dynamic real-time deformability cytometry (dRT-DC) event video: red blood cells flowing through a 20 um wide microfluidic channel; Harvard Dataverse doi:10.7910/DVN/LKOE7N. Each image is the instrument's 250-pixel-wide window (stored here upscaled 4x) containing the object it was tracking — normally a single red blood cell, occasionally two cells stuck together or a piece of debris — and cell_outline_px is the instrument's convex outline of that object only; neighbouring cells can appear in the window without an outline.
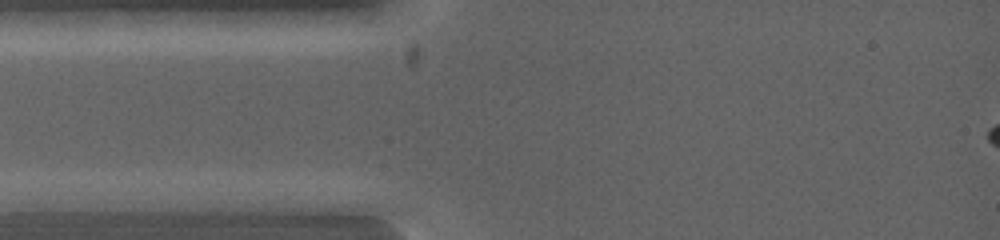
{"species": "common noctule bat (a hibernating species)", "species_latin": "Nyctalus noctula", "temperature_condition": "warm", "stored_images_in_passage": 2, "segment_of_instrument_passage": [1, 2], "camera_frame_rate_fps": 5000, "um_per_image_px": 0.085, "animal": {"sex": "female", "body_mass_g": 19.0, "forearm_length_mm": 53.3}, "frame": {"image": 1, "passage_image": 1, "time_ms": 0.0, "image_size_px": [1000, 240], "cell_outline_px": [[180, 200], [172, 208], [140, 212], [72, 212], [64, 200], [80, 192], [144, 192]], "centroid_in_image_um": [10.08, 17.18], "position_along_channel_um": 74.9, "area_um2": 13.99}}